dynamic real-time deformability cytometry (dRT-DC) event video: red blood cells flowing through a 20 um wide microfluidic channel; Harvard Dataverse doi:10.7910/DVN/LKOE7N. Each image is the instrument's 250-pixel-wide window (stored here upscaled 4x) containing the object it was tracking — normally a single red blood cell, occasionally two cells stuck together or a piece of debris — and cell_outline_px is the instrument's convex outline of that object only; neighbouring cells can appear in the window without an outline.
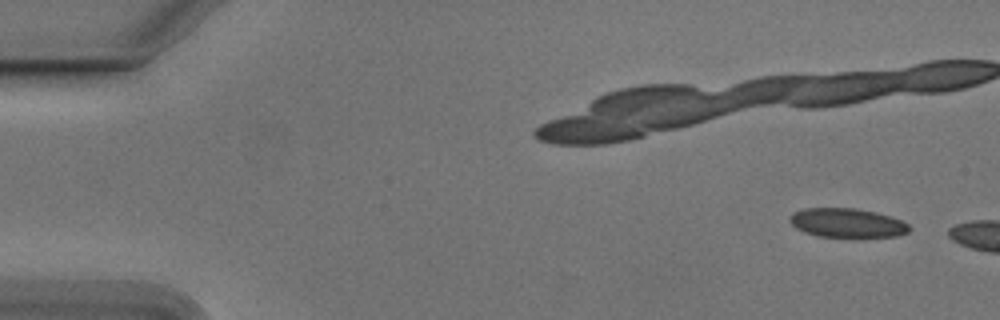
{"species": "Egyptian fruit bat (a non-hibernating species)", "species_latin": "Rousettus aegyptiacus", "temperature_condition": "cold", "stored_images_in_passage": 16, "camera_frame_rate_fps": 3000, "um_per_image_px": 0.085, "animal": {"sex": "male"}, "frame": {"image": 1, "passage_image": 3, "time_ms": 0.667, "image_size_px": [1000, 320], "cell_outline_px": [[912, 228], [908, 232], [896, 236], [860, 240], [856, 240], [816, 236], [804, 232], [796, 228], [788, 220], [788, 216], [792, 212], [804, 208], [856, 208], [876, 212], [900, 220], [908, 224]], "centroid_in_image_um": [72.0, 19.0], "position_along_channel_um": 13.0, "area_um2": 21.39}}